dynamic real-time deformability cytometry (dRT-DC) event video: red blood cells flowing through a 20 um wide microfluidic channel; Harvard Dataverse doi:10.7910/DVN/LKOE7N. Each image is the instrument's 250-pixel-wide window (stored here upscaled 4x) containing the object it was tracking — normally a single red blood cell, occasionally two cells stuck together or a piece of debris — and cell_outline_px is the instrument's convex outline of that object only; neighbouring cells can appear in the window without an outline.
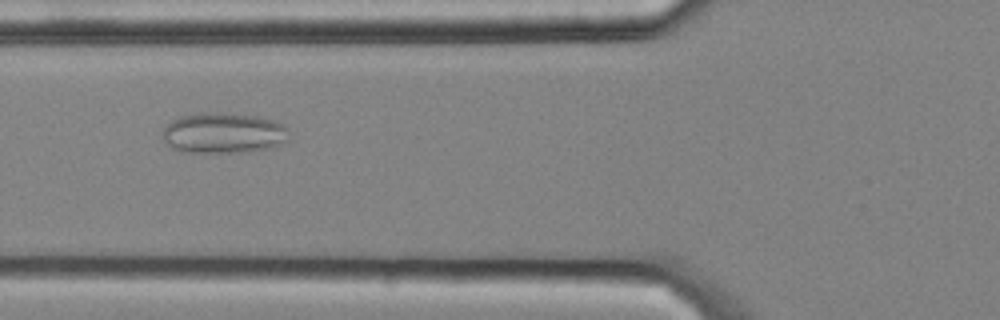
{"species": "common noctule bat (a hibernating species)", "species_latin": "Nyctalus noctula", "temperature_condition": "cold", "stored_images_in_passage": 6, "camera_frame_rate_fps": 3000, "um_per_image_px": 0.085, "animal": {"sex": "male", "body_mass_g": 20.4}, "frame": {"image": 1, "passage_image": 6, "time_ms": 1.667, "image_size_px": [1000, 320], "cell_outline_px": [[288, 140], [280, 144], [268, 148], [248, 152], [180, 152], [172, 148], [164, 140], [164, 128], [172, 120], [180, 116], [200, 112], [224, 112], [256, 116], [276, 120], [284, 124], [288, 128]], "centroid_in_image_um": [19.02, 11.29], "position_along_channel_um": 106.8, "area_um2": 30.23}}